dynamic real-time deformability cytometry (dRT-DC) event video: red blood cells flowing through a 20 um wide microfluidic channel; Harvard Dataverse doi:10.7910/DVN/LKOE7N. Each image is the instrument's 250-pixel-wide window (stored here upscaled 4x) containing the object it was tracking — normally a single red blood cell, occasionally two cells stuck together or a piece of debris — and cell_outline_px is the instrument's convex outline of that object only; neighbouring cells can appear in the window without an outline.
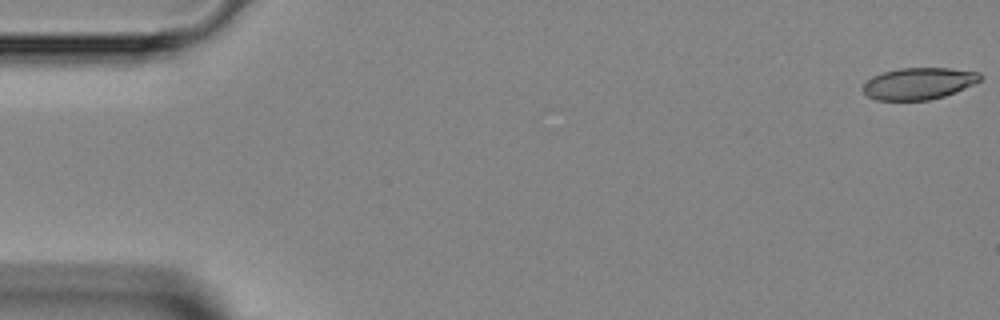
{"species": "Egyptian fruit bat (a non-hibernating species)", "species_latin": "Rousettus aegyptiacus", "temperature_condition": "room temperature", "stored_images_in_passage": 47, "camera_frame_rate_fps": 3000, "um_per_image_px": 0.085, "animal": {"sex": "female"}, "frame": {"image": 1, "passage_image": 1, "time_ms": 0.0, "image_size_px": [1000, 320], "cell_outline_px": [[984, 76], [980, 80], [956, 92], [944, 96], [928, 100], [876, 100], [868, 96], [860, 88], [872, 76], [884, 72], [900, 68], [948, 68], [980, 72]], "centroid_in_image_um": [78.09, 7.09], "position_along_channel_um": 6.9, "area_um2": 21.68}}
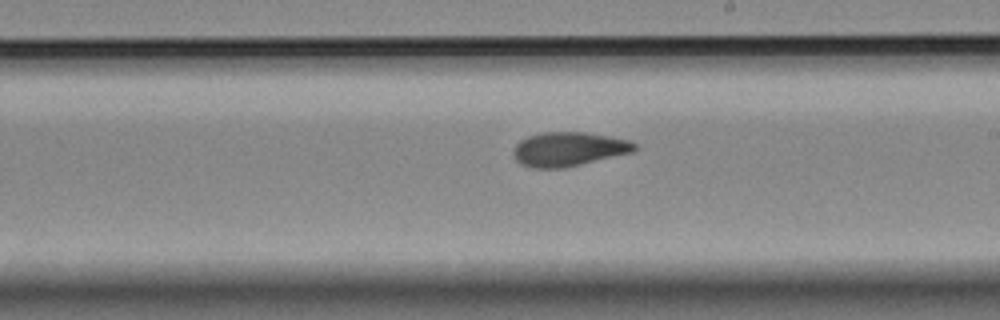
{"frame": {"image": 2, "passage_image": 27, "time_ms": 8.667, "image_size_px": [1000, 320], "cell_outline_px": [[640, 148], [636, 152], [564, 168], [532, 168], [520, 164], [512, 156], [512, 152], [516, 144], [520, 140], [528, 136], [540, 132], [584, 132], [608, 136], [628, 140], [636, 144]], "centroid_in_image_um": [48.35, 12.68], "position_along_channel_um": 240.7, "area_um2": 24.51}}
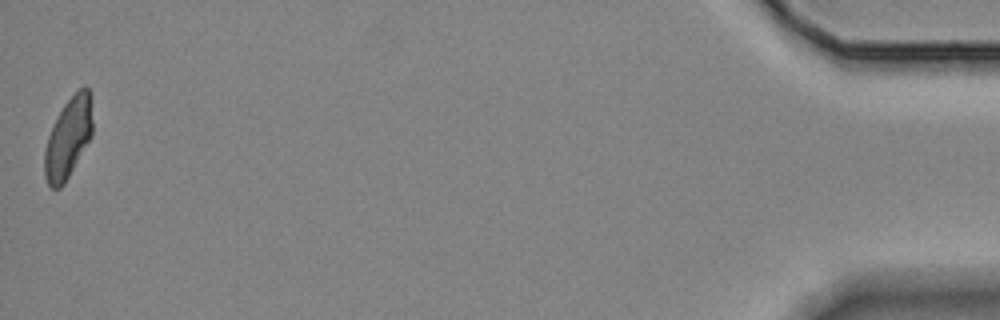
{"frame": {"image": 3, "passage_image": 47, "time_ms": 15.333, "image_size_px": [1000, 320], "cell_outline_px": [[92, 136], [64, 184], [60, 188], [52, 188], [48, 184], [44, 176], [44, 148], [52, 124], [56, 116], [64, 104], [84, 84], [92, 92]], "centroid_in_image_um": [5.8, 11.69], "position_along_channel_um": 429.4, "area_um2": 22.83}}